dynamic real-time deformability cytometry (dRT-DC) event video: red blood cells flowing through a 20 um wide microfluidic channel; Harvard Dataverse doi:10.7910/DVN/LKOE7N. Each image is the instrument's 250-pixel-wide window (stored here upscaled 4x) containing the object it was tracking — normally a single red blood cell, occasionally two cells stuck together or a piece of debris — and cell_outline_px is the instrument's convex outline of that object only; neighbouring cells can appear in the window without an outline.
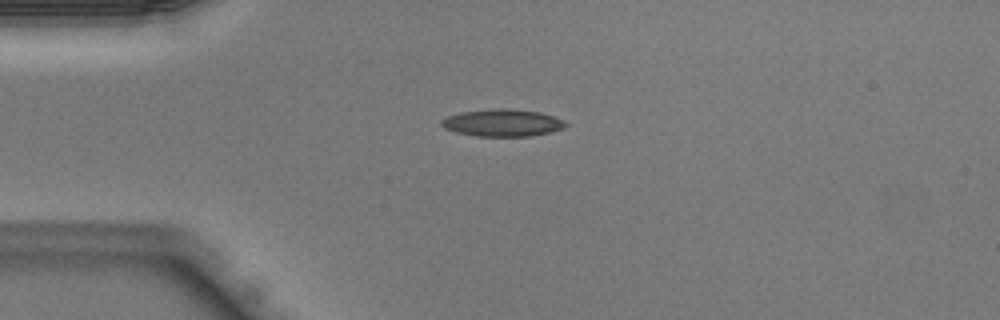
{"species": "Egyptian fruit bat (a non-hibernating species)", "species_latin": "Rousettus aegyptiacus", "temperature_condition": "warm", "stored_images_in_passage": 33, "camera_frame_rate_fps": 3000, "um_per_image_px": 0.085, "animal": {"sex": "male"}, "frame": {"image": 1, "passage_image": 1, "time_ms": 0.0, "image_size_px": [1000, 320], "cell_outline_px": [[568, 124], [564, 128], [532, 136], [476, 136], [456, 132], [444, 128], [440, 124], [440, 120], [448, 116], [460, 112], [492, 108], [508, 108], [540, 112], [564, 120]], "centroid_in_image_um": [42.69, 10.43], "position_along_channel_um": 42.3, "area_um2": 19.77}}
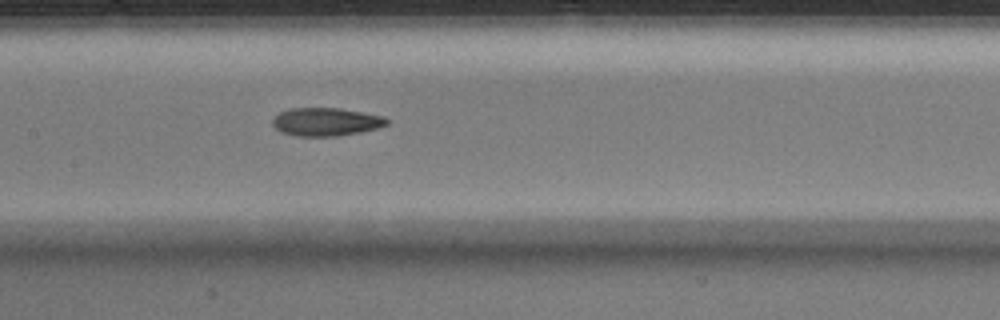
{"frame": {"image": 2, "passage_image": 11, "time_ms": 3.333, "image_size_px": [1000, 320], "cell_outline_px": [[388, 124], [376, 128], [360, 132], [336, 136], [292, 136], [280, 132], [272, 124], [272, 120], [280, 112], [288, 108], [340, 108], [384, 116], [388, 120]], "centroid_in_image_um": [27.68, 10.35], "position_along_channel_um": 179.7, "area_um2": 18.79}}
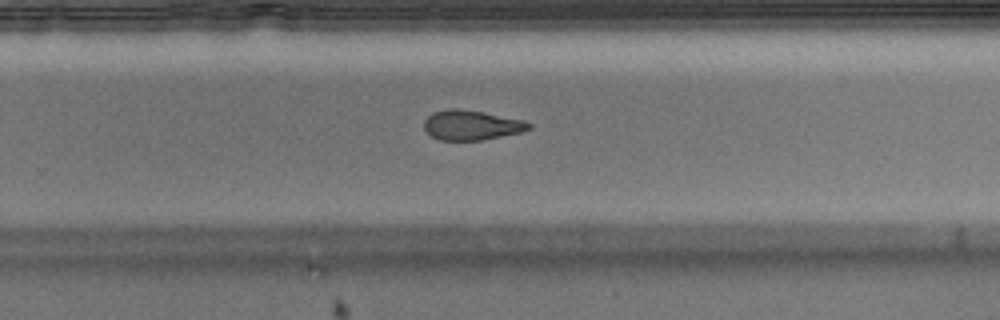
{"frame": {"image": 3, "passage_image": 18, "time_ms": 5.667, "image_size_px": [1000, 320], "cell_outline_px": [[532, 128], [520, 132], [480, 140], [440, 140], [432, 136], [424, 128], [424, 120], [432, 112], [456, 108], [484, 112], [524, 120], [532, 124]], "centroid_in_image_um": [40.08, 10.63], "position_along_channel_um": 289.7, "area_um2": 18.03}}